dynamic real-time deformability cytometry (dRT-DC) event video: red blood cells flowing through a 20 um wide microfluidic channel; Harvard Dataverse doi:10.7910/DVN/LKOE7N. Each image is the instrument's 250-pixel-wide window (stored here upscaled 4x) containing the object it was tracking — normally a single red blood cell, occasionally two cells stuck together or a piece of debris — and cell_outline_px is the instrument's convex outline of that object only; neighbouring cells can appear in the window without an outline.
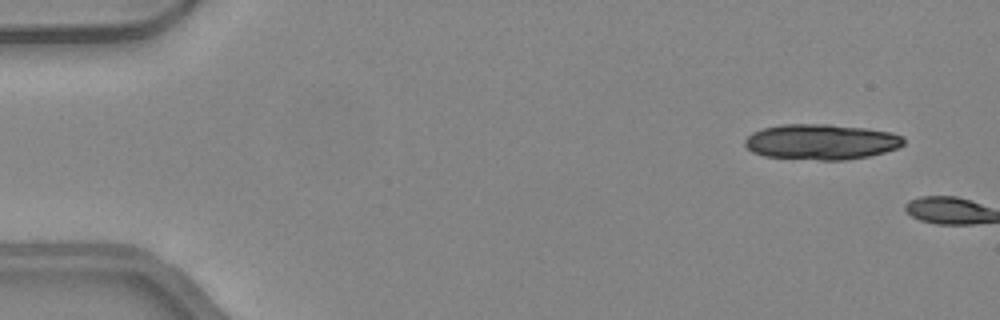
{"species": "common noctule bat (a hibernating species)", "species_latin": "Nyctalus noctula", "temperature_condition": "warm", "stored_images_in_passage": 5, "camera_frame_rate_fps": 3000, "um_per_image_px": 0.085, "animal": {"sex": "female", "body_mass_g": 24.6, "forearm_length_mm": 56.2}, "frame": {"image": 1, "passage_image": 4, "time_ms": 1.0, "image_size_px": [1000, 320], "cell_outline_px": [[904, 144], [896, 148], [884, 152], [868, 156], [844, 160], [820, 160], [764, 156], [752, 152], [744, 144], [744, 140], [752, 132], [764, 128], [780, 124], [828, 124], [868, 128], [892, 132], [904, 136]], "centroid_in_image_um": [69.81, 12.05], "position_along_channel_um": 15.2, "area_um2": 32.95}}